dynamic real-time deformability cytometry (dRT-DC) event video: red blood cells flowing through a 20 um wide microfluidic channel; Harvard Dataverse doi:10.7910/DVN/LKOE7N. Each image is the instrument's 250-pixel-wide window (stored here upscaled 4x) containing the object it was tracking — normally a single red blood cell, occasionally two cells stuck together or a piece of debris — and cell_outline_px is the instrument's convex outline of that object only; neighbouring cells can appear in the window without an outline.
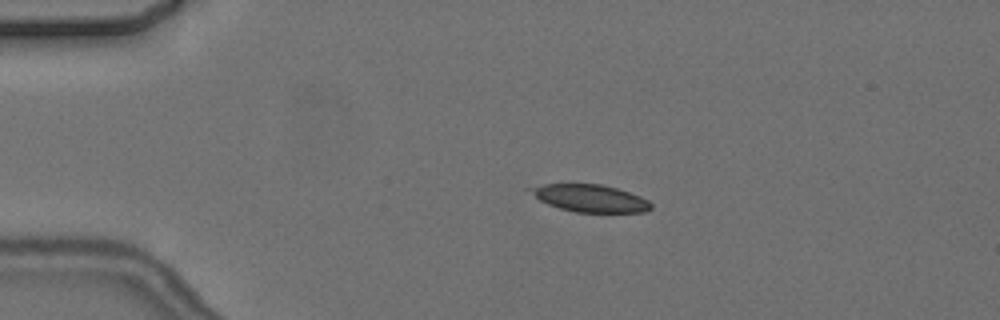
{"species": "common noctule bat (a hibernating species)", "species_latin": "Nyctalus noctula", "temperature_condition": "cold", "stored_images_in_passage": 7, "camera_frame_rate_fps": 3000, "um_per_image_px": 0.085, "animal": {"sex": "female", "body_mass_g": 24.6, "forearm_length_mm": 56.2}, "frame": {"image": 1, "passage_image": 3, "time_ms": 2.333, "image_size_px": [1000, 320], "cell_outline_px": [[652, 208], [644, 212], [576, 212], [560, 208], [548, 204], [540, 200], [524, 188], [544, 184], [600, 184], [616, 188], [640, 196], [648, 200], [652, 204]], "centroid_in_image_um": [50.14, 16.84], "position_along_channel_um": 34.9, "area_um2": 19.13}}
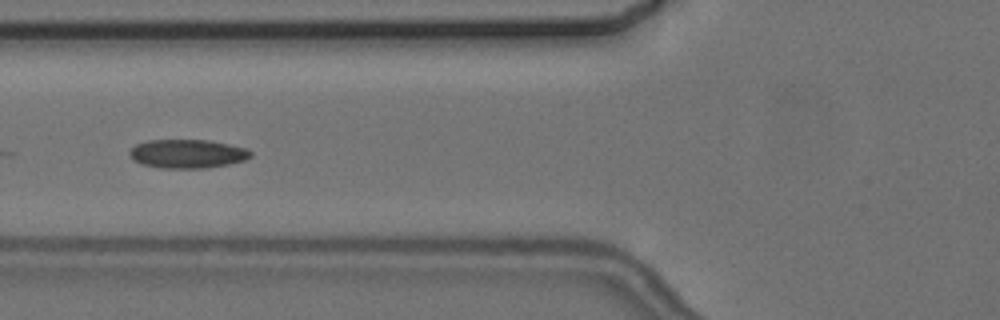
{"frame": {"image": 2, "passage_image": 6, "time_ms": 5.667, "image_size_px": [1000, 320], "cell_outline_px": [[252, 156], [244, 160], [228, 164], [204, 168], [160, 168], [140, 164], [132, 160], [128, 156], [128, 152], [136, 144], [148, 140], [208, 140], [248, 148], [252, 152]], "centroid_in_image_um": [15.9, 13.07], "position_along_channel_um": 109.9, "area_um2": 20.46}}
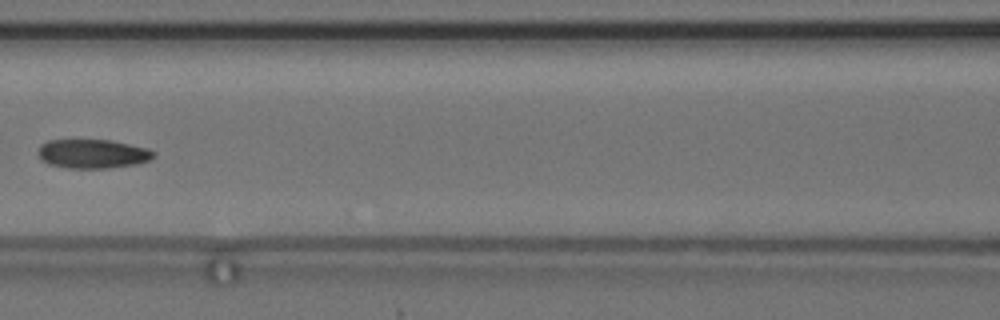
{"frame": {"image": 3, "passage_image": 7, "time_ms": 7.0, "image_size_px": [1000, 320], "cell_outline_px": [[156, 156], [148, 160], [136, 164], [108, 168], [68, 168], [48, 164], [40, 160], [36, 152], [40, 144], [48, 140], [112, 140], [148, 148], [156, 152]], "centroid_in_image_um": [7.85, 13.07], "position_along_channel_um": 158.8, "area_um2": 19.83}}